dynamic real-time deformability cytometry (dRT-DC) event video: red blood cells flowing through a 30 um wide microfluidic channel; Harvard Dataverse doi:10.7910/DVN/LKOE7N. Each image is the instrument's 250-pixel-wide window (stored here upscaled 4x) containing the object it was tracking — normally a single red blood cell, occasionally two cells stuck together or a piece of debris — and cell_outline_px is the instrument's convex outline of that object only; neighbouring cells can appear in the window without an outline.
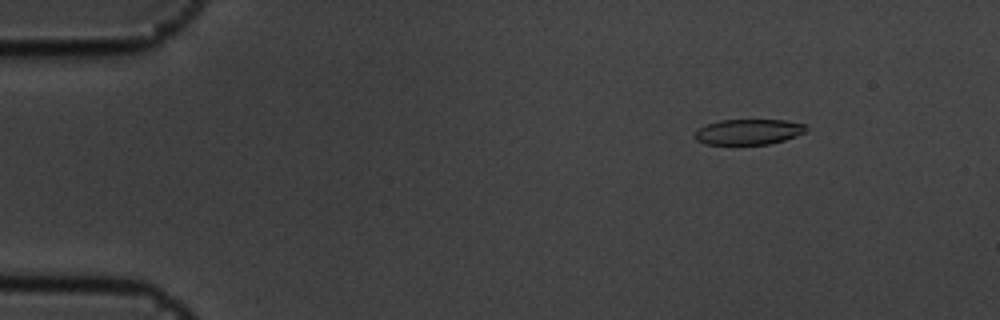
{"species": "common noctule bat (a hibernating species)", "species_latin": "Nyctalus noctula", "temperature_condition": "cold", "stored_images_in_passage": 57, "camera_frame_rate_fps": 3000, "um_per_image_px": 0.085, "animal": {"sex": "male", "body_mass_g": 19.5, "forearm_length_mm": 54.6}, "frame": {"image": 1, "passage_image": 8, "time_ms": 2.333, "image_size_px": [1000, 320], "cell_outline_px": [[808, 128], [804, 132], [796, 136], [784, 140], [768, 144], [704, 144], [696, 140], [692, 136], [700, 128], [708, 124], [720, 120], [784, 120], [808, 124]], "centroid_in_image_um": [63.64, 11.2], "position_along_channel_um": 21.4, "area_um2": 16.53}}
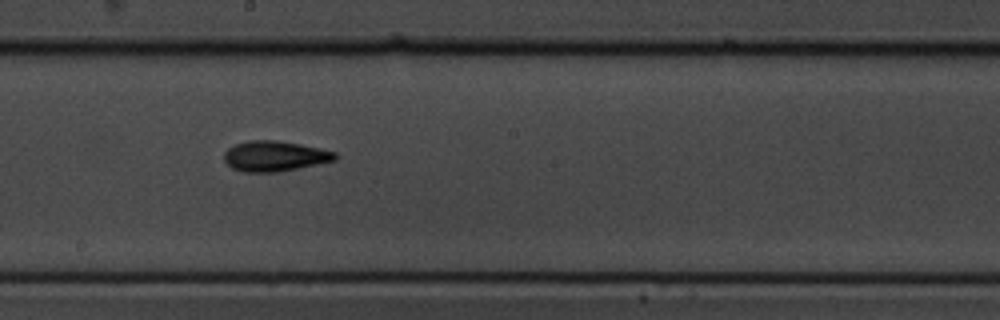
{"frame": {"image": 2, "passage_image": 32, "time_ms": 10.333, "image_size_px": [1000, 320], "cell_outline_px": [[340, 156], [336, 160], [276, 172], [244, 172], [232, 168], [224, 160], [224, 152], [228, 148], [236, 144], [248, 140], [276, 140], [300, 144], [320, 148], [336, 152]], "centroid_in_image_um": [23.35, 13.26], "position_along_channel_um": 224.8, "area_um2": 19.59}}
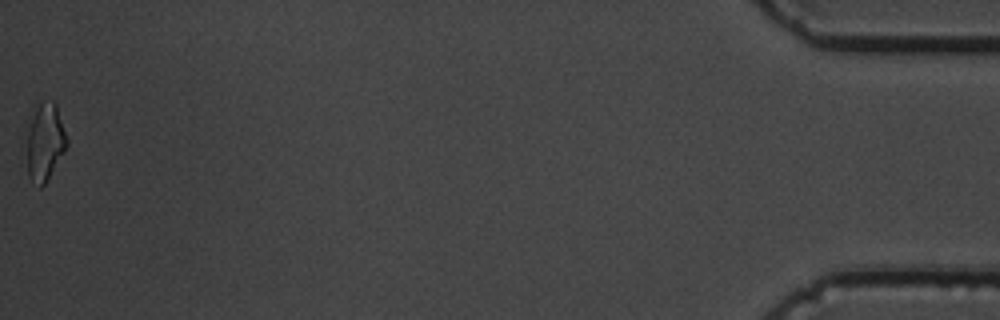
{"frame": {"image": 3, "passage_image": 57, "time_ms": 18.667, "image_size_px": [1000, 320], "cell_outline_px": [[68, 144], [64, 152], [44, 184], [40, 188], [28, 176], [28, 116], [32, 108], [40, 100], [52, 100], [56, 104], [68, 140]], "centroid_in_image_um": [3.81, 11.96], "position_along_channel_um": 431.4, "area_um2": 18.26}, "authors_computed_cell_mechanics": {"area_um2": 18.207, "velocity_mm_per_s": 3.6054, "shape_relaxation_time_tau1_ms": 2.9766, "shape_relaxation_time_tau2_ms": 3.8645, "deformation_change_tau1": 0.1317, "deformation_change_tau2": 0.0961}}